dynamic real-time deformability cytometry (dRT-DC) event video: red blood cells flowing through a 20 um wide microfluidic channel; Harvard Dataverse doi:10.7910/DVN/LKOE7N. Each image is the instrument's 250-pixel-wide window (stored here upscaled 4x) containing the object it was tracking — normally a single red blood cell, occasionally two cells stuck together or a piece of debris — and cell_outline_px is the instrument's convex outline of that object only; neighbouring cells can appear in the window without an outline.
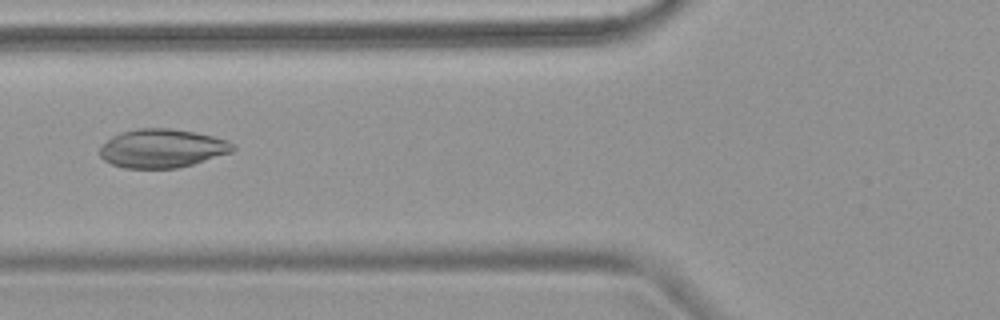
{"species": "common noctule bat (a hibernating species)", "species_latin": "Nyctalus noctula", "temperature_condition": "warm", "stored_images_in_passage": 3, "camera_frame_rate_fps": 3000, "um_per_image_px": 0.085, "animal": {"sex": "female", "body_mass_g": 18.4}, "frame": {"image": 1, "passage_image": 3, "time_ms": 2.333, "image_size_px": [1000, 320], "cell_outline_px": [[236, 148], [232, 152], [192, 164], [176, 168], [124, 168], [112, 164], [104, 160], [100, 156], [100, 148], [112, 136], [120, 132], [136, 128], [168, 128], [196, 132], [228, 140]], "centroid_in_image_um": [13.78, 12.6], "position_along_channel_um": 112.0, "area_um2": 29.88}}